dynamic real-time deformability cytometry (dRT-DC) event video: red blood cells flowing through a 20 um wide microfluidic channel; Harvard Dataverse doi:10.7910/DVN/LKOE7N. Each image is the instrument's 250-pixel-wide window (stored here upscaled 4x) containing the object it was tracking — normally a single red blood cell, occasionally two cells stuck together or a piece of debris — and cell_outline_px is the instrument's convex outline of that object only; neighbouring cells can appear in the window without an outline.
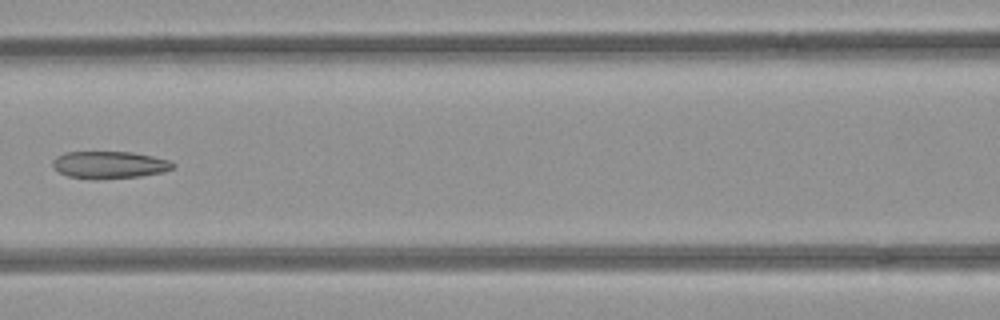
{"species": "common noctule bat (a hibernating species)", "species_latin": "Nyctalus noctula", "temperature_condition": "room temperature", "stored_images_in_passage": 6, "camera_frame_rate_fps": 3000, "um_per_image_px": 0.085, "animal": {"sex": "female", "body_mass_g": 21.9}, "frame": {"image": 1, "passage_image": 6, "time_ms": 1.667, "image_size_px": [1000, 320], "cell_outline_px": [[176, 164], [172, 168], [164, 172], [140, 176], [96, 180], [68, 176], [52, 168], [52, 160], [56, 156], [64, 152], [132, 152], [152, 156], [168, 160]], "centroid_in_image_um": [9.27, 14.01], "position_along_channel_um": 157.3, "area_um2": 19.25}}